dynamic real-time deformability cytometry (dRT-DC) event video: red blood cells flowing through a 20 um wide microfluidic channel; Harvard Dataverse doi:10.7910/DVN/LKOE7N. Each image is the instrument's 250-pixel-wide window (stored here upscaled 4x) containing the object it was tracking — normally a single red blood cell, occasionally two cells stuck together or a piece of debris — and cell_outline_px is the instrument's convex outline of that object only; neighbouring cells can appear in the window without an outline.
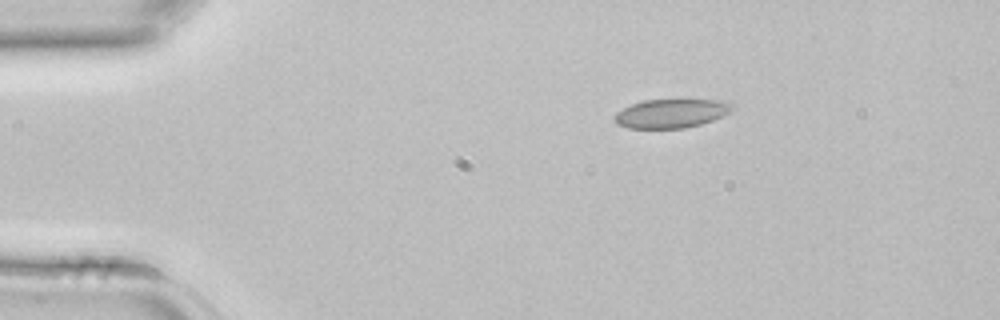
{"species": "common noctule bat (a hibernating species)", "species_latin": "Nyctalus noctula", "temperature_condition": "room temperature", "stored_images_in_passage": 2, "camera_frame_rate_fps": 3000, "um_per_image_px": 0.085, "animal": {"sex": "female", "body_mass_g": 22.7, "forearm_length_mm": 54.2}, "frame": {"image": 1, "passage_image": 1, "time_ms": 0.0, "image_size_px": [1000, 320], "cell_outline_px": [[732, 108], [728, 112], [712, 120], [700, 124], [684, 128], [628, 128], [616, 124], [612, 116], [616, 112], [632, 104], [644, 100], [728, 100], [732, 104]], "centroid_in_image_um": [57.0, 9.64], "position_along_channel_um": 28.0, "area_um2": 19.65}}